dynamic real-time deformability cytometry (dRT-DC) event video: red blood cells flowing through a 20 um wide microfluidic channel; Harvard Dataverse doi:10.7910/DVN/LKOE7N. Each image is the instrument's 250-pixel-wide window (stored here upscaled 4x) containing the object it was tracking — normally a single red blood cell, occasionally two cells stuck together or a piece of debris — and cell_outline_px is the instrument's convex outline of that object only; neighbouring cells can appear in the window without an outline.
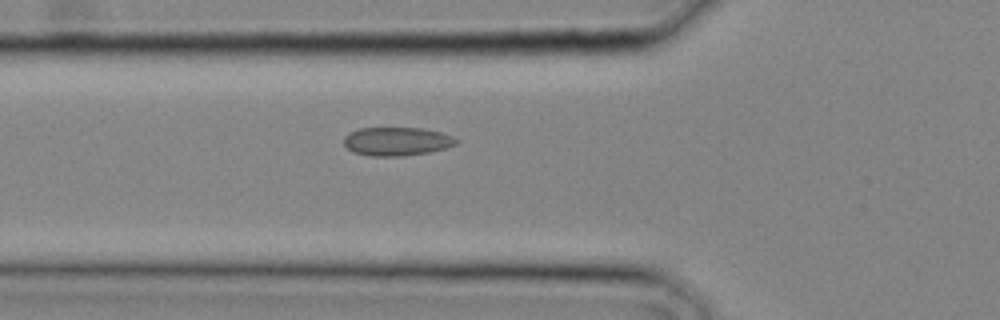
{"species": "common noctule bat (a hibernating species)", "species_latin": "Nyctalus noctula", "temperature_condition": "cold", "stored_images_in_passage": 25, "camera_frame_rate_fps": 3000, "um_per_image_px": 0.085, "animal": {"sex": "male", "body_mass_g": 20.4}, "frame": {"image": 1, "passage_image": 9, "time_ms": 2.667, "image_size_px": [1000, 320], "cell_outline_px": [[460, 140], [456, 144], [448, 148], [432, 152], [404, 156], [368, 156], [352, 152], [344, 144], [344, 136], [348, 132], [360, 128], [420, 128], [440, 132], [452, 136]], "centroid_in_image_um": [33.74, 12.03], "position_along_channel_um": 92.1, "area_um2": 18.96}}
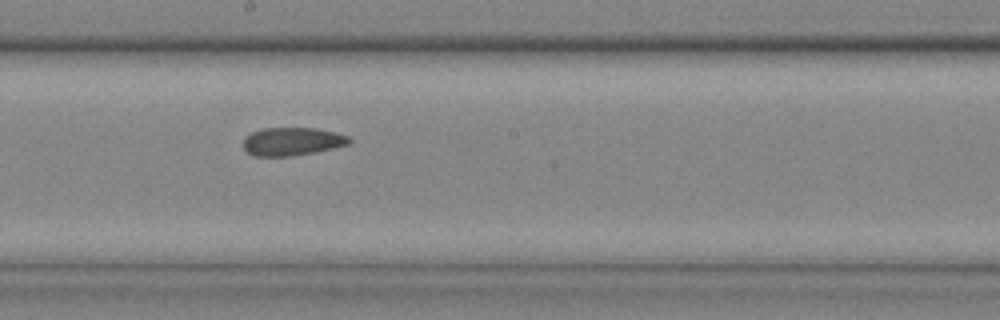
{"frame": {"image": 2, "passage_image": 15, "time_ms": 4.667, "image_size_px": [1000, 320], "cell_outline_px": [[352, 140], [348, 144], [316, 152], [292, 156], [252, 156], [244, 148], [244, 136], [252, 132], [264, 128], [316, 128], [336, 132], [348, 136]], "centroid_in_image_um": [24.83, 12.02], "position_along_channel_um": 223.4, "area_um2": 17.4}}
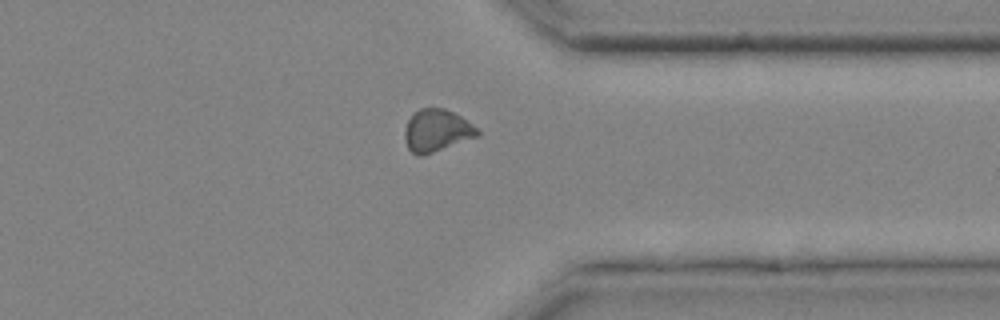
{"frame": {"image": 3, "passage_image": 22, "time_ms": 7.0, "image_size_px": [1000, 320], "cell_outline_px": [[480, 136], [420, 156], [416, 156], [408, 148], [404, 140], [404, 128], [408, 120], [420, 108], [444, 108], [460, 116], [472, 124], [480, 132]], "centroid_in_image_um": [37.11, 11.1], "position_along_channel_um": 374.3, "area_um2": 17.8}}